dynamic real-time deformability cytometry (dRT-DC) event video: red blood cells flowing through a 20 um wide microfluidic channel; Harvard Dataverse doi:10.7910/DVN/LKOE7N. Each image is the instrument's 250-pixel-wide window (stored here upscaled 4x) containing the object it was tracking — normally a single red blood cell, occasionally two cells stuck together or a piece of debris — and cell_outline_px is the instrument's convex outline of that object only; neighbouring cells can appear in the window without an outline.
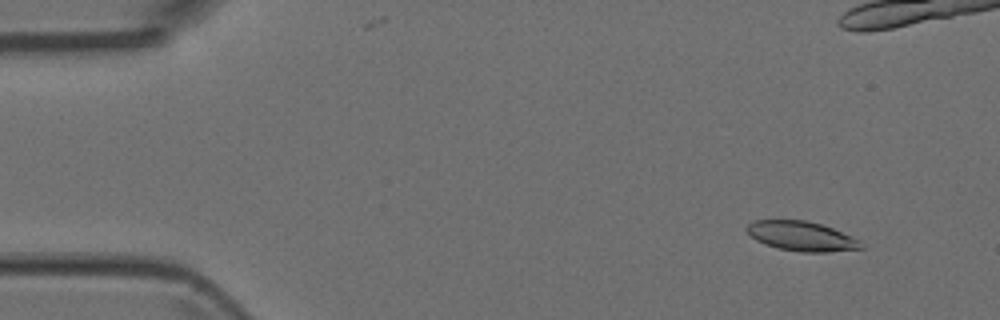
{"species": "Egyptian fruit bat (a non-hibernating species)", "species_latin": "Rousettus aegyptiacus", "temperature_condition": "room temperature", "stored_images_in_passage": 8, "camera_frame_rate_fps": 3000, "um_per_image_px": 0.085, "animal": {"sex": "female"}, "frame": {"image": 1, "passage_image": 2, "time_ms": 0.333, "image_size_px": [1000, 320], "cell_outline_px": [[864, 248], [828, 252], [800, 252], [780, 248], [764, 244], [756, 240], [744, 228], [752, 220], [808, 220], [832, 228], [860, 240]], "centroid_in_image_um": [68.12, 20.07], "position_along_channel_um": 16.9, "area_um2": 19.65}}
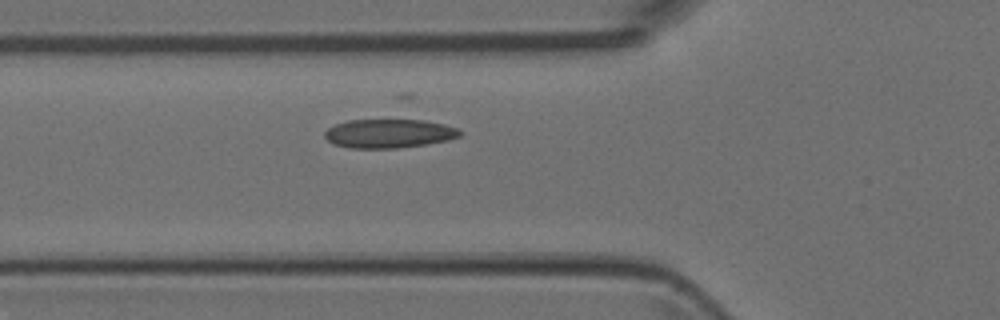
{"frame": {"image": 2, "passage_image": 8, "time_ms": 2.333, "image_size_px": [1000, 320], "cell_outline_px": [[464, 132], [460, 136], [448, 140], [428, 144], [396, 148], [352, 148], [332, 144], [324, 136], [324, 132], [328, 128], [336, 124], [348, 120], [424, 120], [444, 124], [456, 128]], "centroid_in_image_um": [33.07, 11.35], "position_along_channel_um": 92.7, "area_um2": 22.77}}